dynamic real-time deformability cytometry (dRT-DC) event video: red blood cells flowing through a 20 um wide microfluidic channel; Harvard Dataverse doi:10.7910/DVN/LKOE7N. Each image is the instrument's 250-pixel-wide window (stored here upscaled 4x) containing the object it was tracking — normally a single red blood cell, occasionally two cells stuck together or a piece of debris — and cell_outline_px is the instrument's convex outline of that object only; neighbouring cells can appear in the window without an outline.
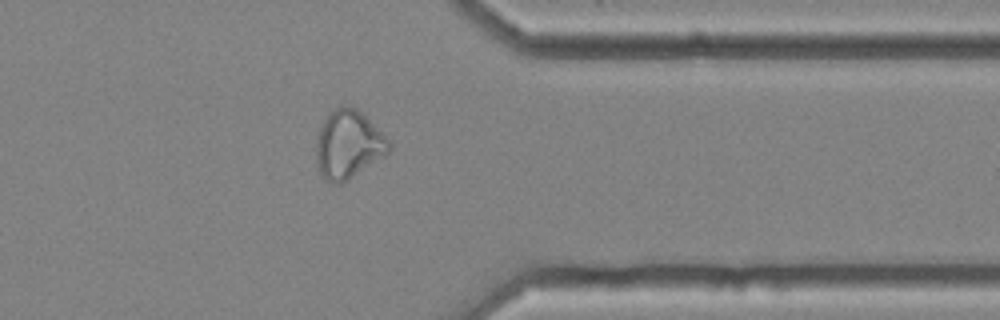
{"species": "common noctule bat (a hibernating species)", "species_latin": "Nyctalus noctula", "temperature_condition": "cold", "stored_images_in_passage": 38, "camera_frame_rate_fps": 3000, "um_per_image_px": 0.085, "animal": {"sex": "female", "body_mass_g": 25.1}, "frame": {"image": 1, "passage_image": 27, "time_ms": 8.667, "image_size_px": [1000, 320], "cell_outline_px": [[392, 148], [384, 156], [340, 184], [332, 184], [324, 180], [320, 176], [316, 164], [316, 140], [320, 128], [324, 120], [340, 104], [348, 104], [356, 108], [392, 144]], "centroid_in_image_um": [29.56, 12.31], "position_along_channel_um": 381.8, "area_um2": 28.73}, "authors_computed_cell_mechanics": {"area_um2": 26.3279, "velocity_mm_per_s": 3.6656, "shape_relaxation_time_tau1_ms": null, "shape_relaxation_time_tau2_ms": 1.6055, "deformation_change_tau1": null, "deformation_change_tau2": 0.0869}}